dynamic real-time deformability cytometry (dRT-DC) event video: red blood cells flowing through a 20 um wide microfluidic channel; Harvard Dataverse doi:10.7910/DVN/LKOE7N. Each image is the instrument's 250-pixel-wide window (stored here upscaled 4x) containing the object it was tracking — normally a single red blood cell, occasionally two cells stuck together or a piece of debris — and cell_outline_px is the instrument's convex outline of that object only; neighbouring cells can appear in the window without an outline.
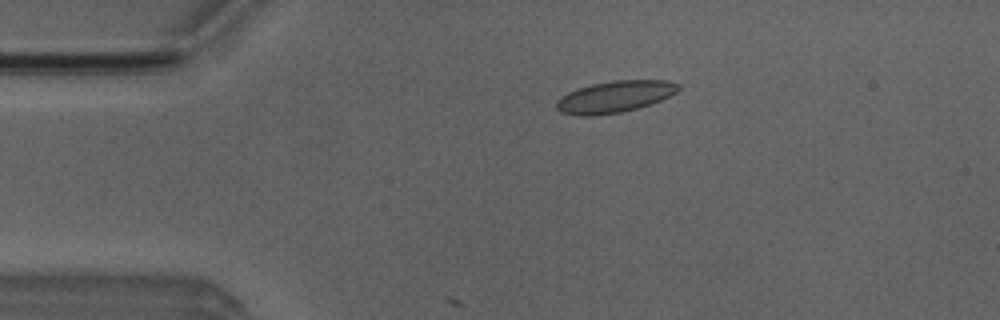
{"species": "Egyptian fruit bat (a non-hibernating species)", "species_latin": "Rousettus aegyptiacus", "temperature_condition": "room temperature", "stored_images_in_passage": 16, "camera_frame_rate_fps": 3000, "um_per_image_px": 0.085, "animal": {"sex": "male"}, "frame": {"image": 1, "passage_image": 10, "time_ms": 3.0, "image_size_px": [1000, 320], "cell_outline_px": [[680, 88], [676, 92], [660, 100], [636, 108], [620, 112], [592, 116], [580, 116], [560, 112], [556, 108], [556, 100], [560, 96], [568, 92], [592, 84], [612, 80], [668, 80], [680, 84]], "centroid_in_image_um": [52.22, 8.21], "position_along_channel_um": 32.8, "area_um2": 22.37}}